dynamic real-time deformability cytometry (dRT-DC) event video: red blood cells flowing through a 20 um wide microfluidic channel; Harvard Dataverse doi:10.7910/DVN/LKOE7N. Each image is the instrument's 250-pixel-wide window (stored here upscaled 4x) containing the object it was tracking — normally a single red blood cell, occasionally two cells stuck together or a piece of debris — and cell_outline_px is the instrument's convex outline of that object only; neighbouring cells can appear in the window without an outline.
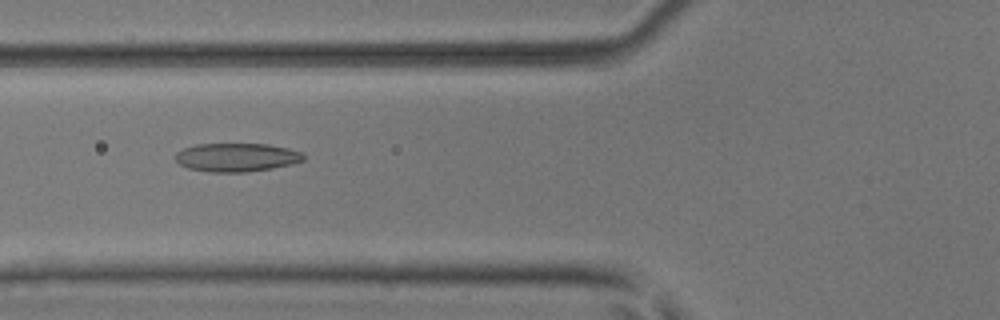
{"species": "common noctule bat (a hibernating species)", "species_latin": "Nyctalus noctula", "temperature_condition": "room temperature", "stored_images_in_passage": 4, "camera_frame_rate_fps": 3000, "um_per_image_px": 0.085, "animal": {"sex": "male", "body_mass_g": 17.9, "forearm_length_mm": 54.2}, "frame": {"image": 1, "passage_image": 4, "time_ms": 1.0, "image_size_px": [1000, 320], "cell_outline_px": [[304, 160], [292, 164], [272, 168], [244, 172], [208, 172], [188, 168], [180, 164], [176, 160], [176, 152], [184, 148], [196, 144], [268, 144], [288, 148], [300, 152], [304, 156]], "centroid_in_image_um": [20.1, 13.37], "position_along_channel_um": 105.7, "area_um2": 21.21}}